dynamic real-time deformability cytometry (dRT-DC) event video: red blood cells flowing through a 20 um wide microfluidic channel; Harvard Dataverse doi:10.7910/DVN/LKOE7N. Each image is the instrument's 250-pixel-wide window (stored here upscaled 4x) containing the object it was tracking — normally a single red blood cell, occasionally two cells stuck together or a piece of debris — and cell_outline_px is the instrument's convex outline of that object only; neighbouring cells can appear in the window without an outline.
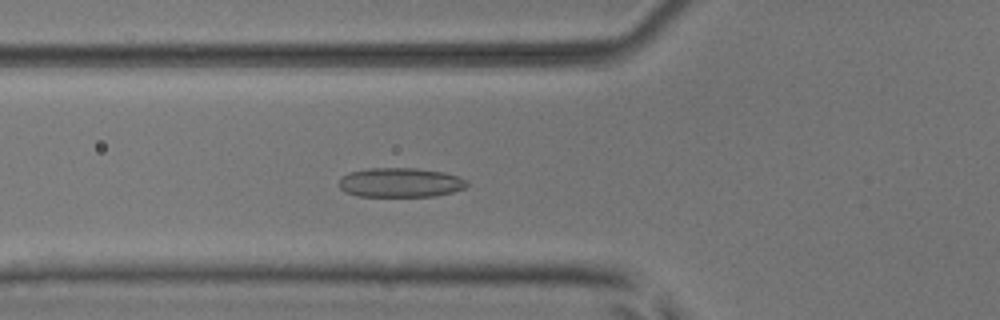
{"species": "common noctule bat (a hibernating species)", "species_latin": "Nyctalus noctula", "temperature_condition": "room temperature", "stored_images_in_passage": 42, "camera_frame_rate_fps": 3000, "um_per_image_px": 0.085, "animal": {"sex": "male", "body_mass_g": 17.9, "forearm_length_mm": 54.2}, "frame": {"image": 1, "passage_image": 9, "time_ms": 2.667, "image_size_px": [1000, 320], "cell_outline_px": [[468, 184], [464, 188], [452, 192], [432, 196], [356, 196], [344, 192], [340, 188], [340, 180], [348, 172], [368, 168], [416, 168], [444, 172], [468, 180]], "centroid_in_image_um": [34.02, 15.51], "position_along_channel_um": 91.8, "area_um2": 21.91}}
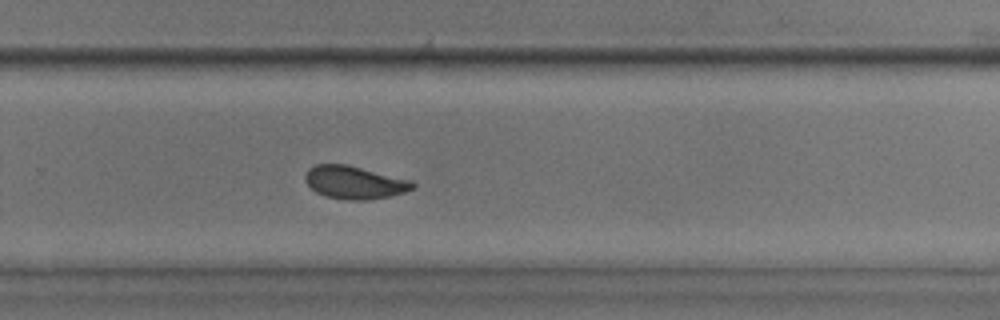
{"frame": {"image": 2, "passage_image": 25, "time_ms": 8.0, "image_size_px": [1000, 320], "cell_outline_px": [[416, 188], [392, 196], [368, 200], [348, 200], [324, 196], [316, 192], [304, 180], [304, 176], [308, 168], [316, 164], [344, 164], [412, 180], [416, 184]], "centroid_in_image_um": [30.14, 15.52], "position_along_channel_um": 299.7, "area_um2": 20.69}}
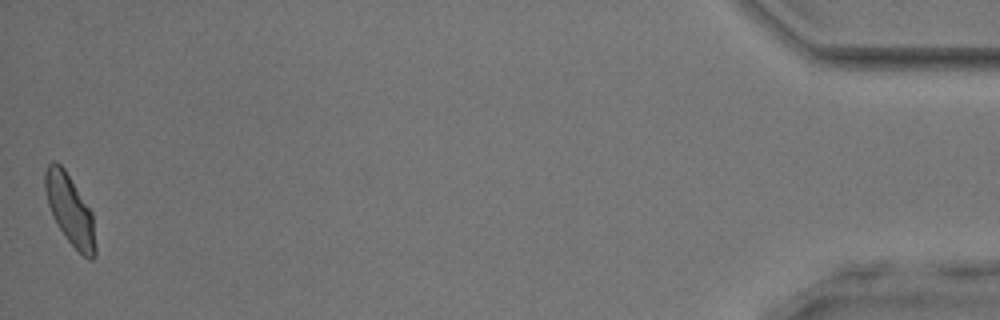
{"frame": {"image": 3, "passage_image": 42, "time_ms": 13.667, "image_size_px": [1000, 320], "cell_outline_px": [[96, 256], [92, 260], [88, 260], [68, 240], [52, 216], [48, 204], [44, 188], [44, 172], [48, 164], [52, 160], [56, 160], [64, 168], [92, 212], [96, 248]], "centroid_in_image_um": [5.94, 17.82], "position_along_channel_um": 429.3, "area_um2": 20.46}, "authors_computed_cell_mechanics": {"area_um2": 20.6924, "velocity_mm_per_s": 3.9056, "shape_relaxation_time_tau1_ms": 6.7088, "shape_relaxation_time_tau2_ms": 1.787, "deformation_change_tau1": 0.1436, "deformation_change_tau2": 0.0618}}